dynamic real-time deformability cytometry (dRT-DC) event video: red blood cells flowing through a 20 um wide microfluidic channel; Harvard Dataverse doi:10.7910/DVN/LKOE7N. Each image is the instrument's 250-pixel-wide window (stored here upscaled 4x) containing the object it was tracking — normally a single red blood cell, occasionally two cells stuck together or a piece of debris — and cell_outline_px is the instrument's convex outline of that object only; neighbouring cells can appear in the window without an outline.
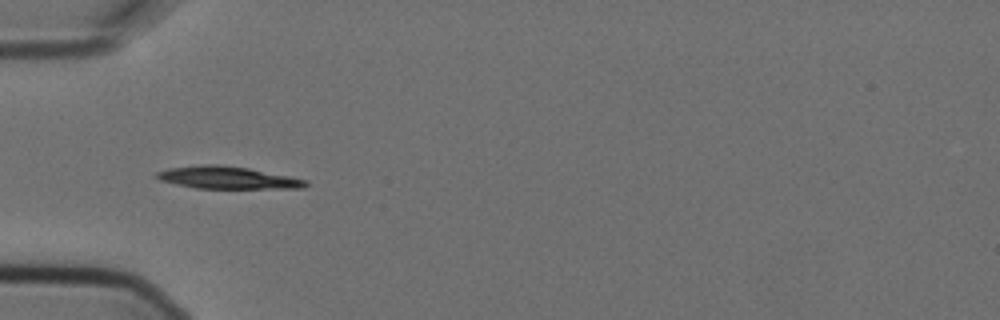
{"species": "Egyptian fruit bat (a non-hibernating species)", "species_latin": "Rousettus aegyptiacus", "temperature_condition": "cold", "stored_images_in_passage": 10, "camera_frame_rate_fps": 3000, "um_per_image_px": 0.085, "animal": {"sex": "female"}, "frame": {"image": 1, "passage_image": 5, "time_ms": 1.333, "image_size_px": [1000, 320], "cell_outline_px": [[308, 184], [304, 188], [196, 188], [176, 184], [160, 180], [156, 176], [156, 172], [168, 168], [204, 164], [216, 164], [248, 168], [308, 180]], "centroid_in_image_um": [19.33, 15.1], "position_along_channel_um": 65.7, "area_um2": 19.19}}
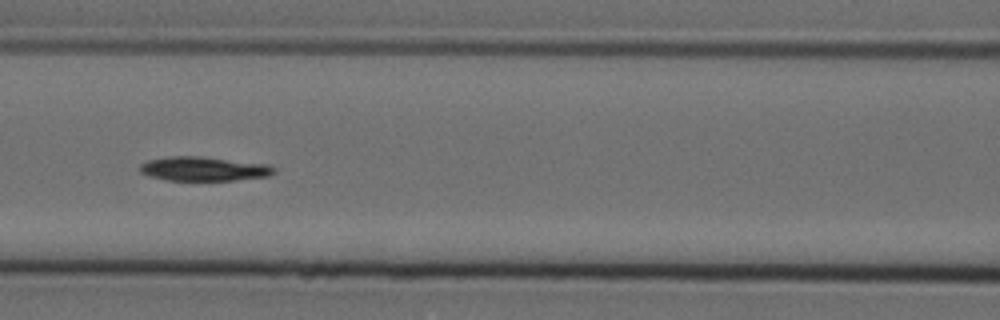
{"frame": {"image": 2, "passage_image": 7, "time_ms": 2.0, "image_size_px": [1000, 320], "cell_outline_px": [[276, 172], [268, 176], [236, 180], [168, 180], [148, 176], [140, 172], [140, 164], [148, 160], [168, 156], [204, 156], [272, 164], [276, 168]], "centroid_in_image_um": [17.37, 14.33], "position_along_channel_um": 149.2, "area_um2": 19.25}}
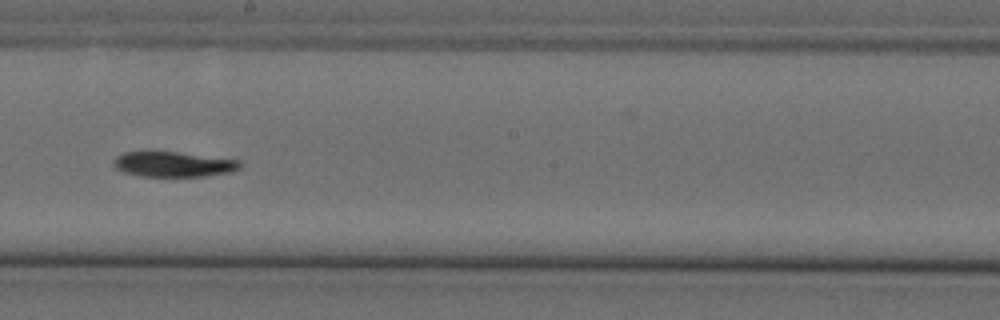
{"frame": {"image": 3, "passage_image": 9, "time_ms": 2.667, "image_size_px": [1000, 320], "cell_outline_px": [[244, 164], [240, 168], [232, 172], [204, 176], [140, 176], [124, 172], [116, 168], [112, 164], [112, 160], [116, 156], [124, 152], [176, 152], [240, 160]], "centroid_in_image_um": [14.75, 13.96], "position_along_channel_um": 233.4, "area_um2": 18.55}}